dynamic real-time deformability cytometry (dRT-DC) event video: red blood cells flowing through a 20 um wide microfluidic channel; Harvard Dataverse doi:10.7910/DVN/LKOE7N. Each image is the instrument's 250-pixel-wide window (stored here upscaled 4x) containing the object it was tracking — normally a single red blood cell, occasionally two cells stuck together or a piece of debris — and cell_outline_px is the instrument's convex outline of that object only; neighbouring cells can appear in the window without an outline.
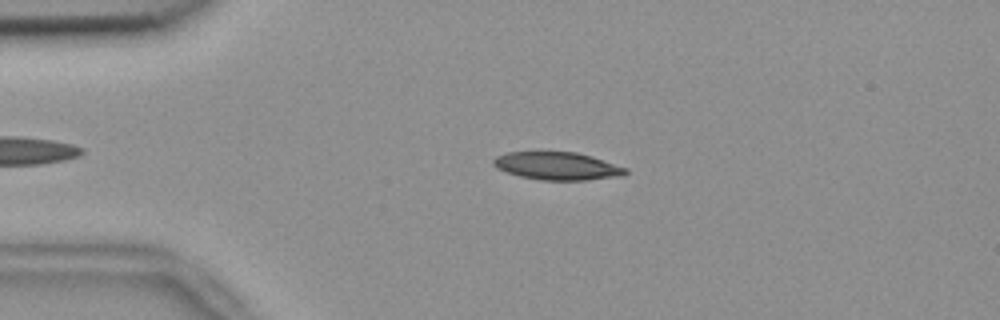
{"species": "common noctule bat (a hibernating species)", "species_latin": "Nyctalus noctula", "temperature_condition": "room temperature", "stored_images_in_passage": 39, "camera_frame_rate_fps": 3000, "um_per_image_px": 0.085, "animal": {"sex": "female", "body_mass_g": 18.4}, "frame": {"image": 1, "passage_image": 7, "time_ms": 2.0, "image_size_px": [1000, 320], "cell_outline_px": [[628, 172], [624, 176], [588, 180], [540, 180], [520, 176], [496, 168], [492, 164], [492, 160], [496, 156], [508, 152], [576, 152], [592, 156], [628, 168]], "centroid_in_image_um": [47.4, 14.11], "position_along_channel_um": 37.6, "area_um2": 21.56}}
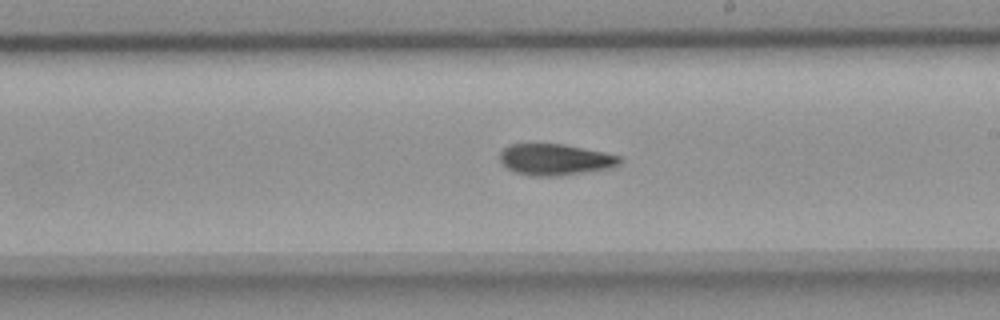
{"frame": {"image": 2, "passage_image": 26, "time_ms": 8.333, "image_size_px": [1000, 320], "cell_outline_px": [[624, 160], [620, 164], [608, 168], [560, 176], [528, 176], [516, 172], [508, 168], [500, 160], [500, 152], [508, 144], [564, 144], [604, 152], [620, 156]], "centroid_in_image_um": [47.19, 13.56], "position_along_channel_um": 241.8, "area_um2": 21.85}}
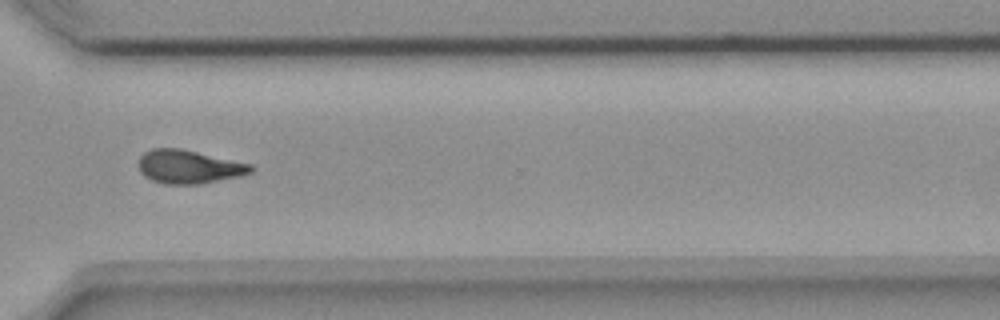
{"frame": {"image": 3, "passage_image": 35, "time_ms": 11.333, "image_size_px": [1000, 320], "cell_outline_px": [[256, 168], [252, 172], [240, 176], [200, 184], [164, 184], [152, 180], [144, 176], [140, 172], [140, 156], [144, 152], [152, 148], [180, 148], [252, 164]], "centroid_in_image_um": [16.07, 14.17], "position_along_channel_um": 354.5, "area_um2": 21.96}, "authors_computed_cell_mechanics": {"area_um2": 22.0218, "velocity_mm_per_s": 3.7448, "shape_relaxation_time_tau1_ms": 6.0917, "shape_relaxation_time_tau2_ms": 5.9639, "deformation_change_tau1": 0.1703, "deformation_change_tau2": 0.1284}}